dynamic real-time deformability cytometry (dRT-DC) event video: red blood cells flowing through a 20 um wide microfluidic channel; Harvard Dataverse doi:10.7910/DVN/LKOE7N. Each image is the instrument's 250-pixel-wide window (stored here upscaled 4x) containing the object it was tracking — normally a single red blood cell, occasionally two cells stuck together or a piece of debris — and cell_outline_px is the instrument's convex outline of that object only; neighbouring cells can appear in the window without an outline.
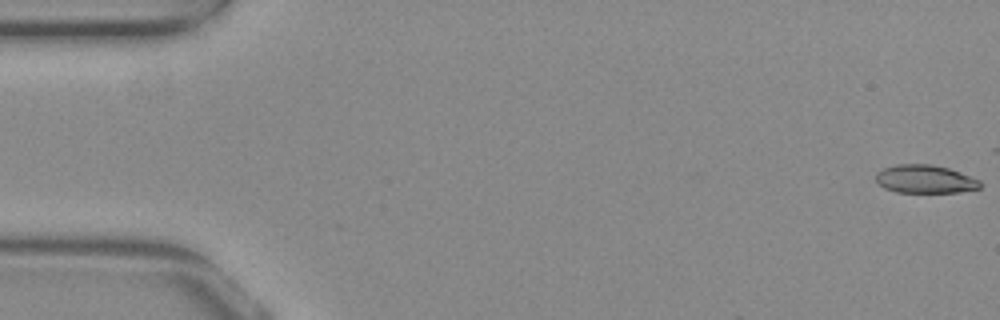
{"species": "common noctule bat (a hibernating species)", "species_latin": "Nyctalus noctula", "temperature_condition": "warm", "stored_images_in_passage": 9, "camera_frame_rate_fps": 3000, "um_per_image_px": 0.085, "animal": {"sex": "female", "body_mass_g": 29.2, "forearm_length_mm": 56.3}, "frame": {"image": 1, "passage_image": 1, "time_ms": 0.0, "image_size_px": [1000, 320], "cell_outline_px": [[980, 188], [956, 192], [896, 192], [884, 188], [876, 180], [876, 172], [884, 168], [896, 164], [932, 164], [948, 168], [960, 172], [980, 180]], "centroid_in_image_um": [78.61, 15.21], "position_along_channel_um": 6.4, "area_um2": 17.05}}